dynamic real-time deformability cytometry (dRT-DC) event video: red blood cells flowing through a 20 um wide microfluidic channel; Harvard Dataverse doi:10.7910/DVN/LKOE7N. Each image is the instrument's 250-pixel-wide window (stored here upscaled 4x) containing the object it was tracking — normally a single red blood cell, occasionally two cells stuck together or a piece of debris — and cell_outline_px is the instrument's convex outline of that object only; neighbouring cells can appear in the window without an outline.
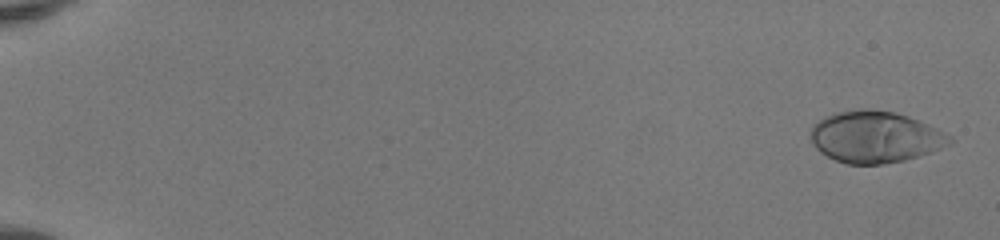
{"species": "human", "species_latin": "Homo sapiens", "temperature_condition": "room temperature", "stored_images_in_passage": 52, "camera_frame_rate_fps": 3000, "um_per_image_px": 0.085, "donor": {"sex": "female"}, "frame": {"image": 1, "passage_image": 2, "time_ms": 0.333, "image_size_px": [1000, 240], "cell_outline_px": [[952, 144], [932, 152], [904, 160], [884, 164], [848, 164], [836, 160], [820, 152], [812, 144], [812, 124], [824, 116], [836, 112], [860, 108], [868, 108], [896, 112], [908, 116], [928, 124], [952, 136]], "centroid_in_image_um": [74.4, 11.63], "position_along_channel_um": 10.6, "area_um2": 42.02}}
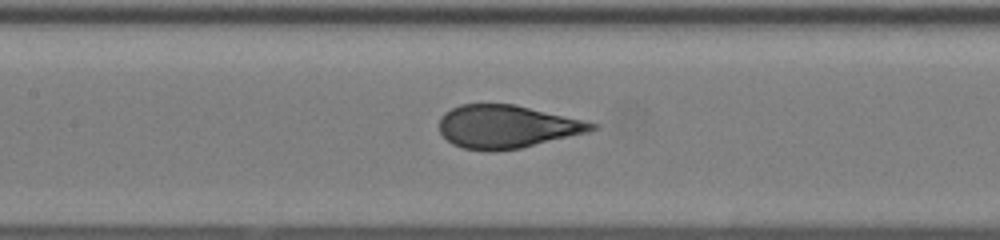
{"frame": {"image": 2, "passage_image": 27, "time_ms": 8.667, "image_size_px": [1000, 240], "cell_outline_px": [[600, 124], [596, 128], [588, 132], [520, 148], [496, 152], [488, 152], [464, 148], [452, 144], [440, 132], [440, 116], [444, 112], [460, 104], [516, 104]], "centroid_in_image_um": [43.06, 10.77], "position_along_channel_um": 164.3, "area_um2": 38.32}}
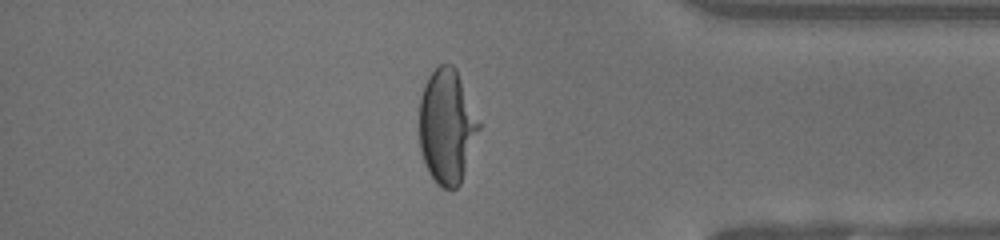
{"frame": {"image": 3, "passage_image": 45, "time_ms": 14.667, "image_size_px": [1000, 240], "cell_outline_px": [[480, 128], [460, 184], [456, 188], [444, 188], [436, 184], [428, 172], [424, 164], [420, 152], [420, 96], [424, 84], [428, 76], [440, 64], [452, 64], [456, 68], [480, 124]], "centroid_in_image_um": [37.96, 10.75], "position_along_channel_um": 397.2, "area_um2": 39.59}, "authors_computed_cell_mechanics": {"area_um2": 39.2173, "velocity_mm_per_s": 4.1507, "shape_relaxation_time_tau1_ms": 4.9507, "shape_relaxation_time_tau2_ms": null, "deformation_change_tau1": 0.2443, "deformation_change_tau2": null}}